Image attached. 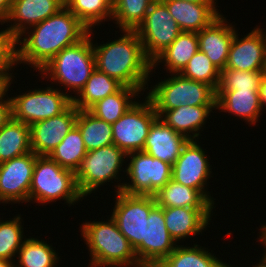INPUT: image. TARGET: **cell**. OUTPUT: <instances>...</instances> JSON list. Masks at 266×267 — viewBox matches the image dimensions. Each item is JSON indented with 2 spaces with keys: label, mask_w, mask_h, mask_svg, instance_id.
I'll return each mask as SVG.
<instances>
[{
  "label": "cell",
  "mask_w": 266,
  "mask_h": 267,
  "mask_svg": "<svg viewBox=\"0 0 266 267\" xmlns=\"http://www.w3.org/2000/svg\"><path fill=\"white\" fill-rule=\"evenodd\" d=\"M199 50L197 32L182 31L153 61L152 69L164 64L167 73H180ZM159 63V64H158Z\"/></svg>",
  "instance_id": "d4e9b609"
},
{
  "label": "cell",
  "mask_w": 266,
  "mask_h": 267,
  "mask_svg": "<svg viewBox=\"0 0 266 267\" xmlns=\"http://www.w3.org/2000/svg\"><path fill=\"white\" fill-rule=\"evenodd\" d=\"M61 199L69 206H74V203L84 199L78 190L75 172L61 167L49 156L37 155L29 190V203L44 205Z\"/></svg>",
  "instance_id": "5b68a950"
},
{
  "label": "cell",
  "mask_w": 266,
  "mask_h": 267,
  "mask_svg": "<svg viewBox=\"0 0 266 267\" xmlns=\"http://www.w3.org/2000/svg\"><path fill=\"white\" fill-rule=\"evenodd\" d=\"M89 250L90 267H136L141 265L128 239L110 216L105 221H88L80 226Z\"/></svg>",
  "instance_id": "3957f363"
},
{
  "label": "cell",
  "mask_w": 266,
  "mask_h": 267,
  "mask_svg": "<svg viewBox=\"0 0 266 267\" xmlns=\"http://www.w3.org/2000/svg\"><path fill=\"white\" fill-rule=\"evenodd\" d=\"M121 33L118 39L100 45L92 40L95 67L123 86L149 90L150 73L154 72L152 62L145 56L135 30H121Z\"/></svg>",
  "instance_id": "7a4b0ae2"
},
{
  "label": "cell",
  "mask_w": 266,
  "mask_h": 267,
  "mask_svg": "<svg viewBox=\"0 0 266 267\" xmlns=\"http://www.w3.org/2000/svg\"><path fill=\"white\" fill-rule=\"evenodd\" d=\"M136 267H159L158 265H151V264H141L139 266Z\"/></svg>",
  "instance_id": "c3c4849f"
},
{
  "label": "cell",
  "mask_w": 266,
  "mask_h": 267,
  "mask_svg": "<svg viewBox=\"0 0 266 267\" xmlns=\"http://www.w3.org/2000/svg\"><path fill=\"white\" fill-rule=\"evenodd\" d=\"M176 247L166 228L163 207L156 204L145 220V239L134 250L136 257L140 264L158 265Z\"/></svg>",
  "instance_id": "9a60e30c"
},
{
  "label": "cell",
  "mask_w": 266,
  "mask_h": 267,
  "mask_svg": "<svg viewBox=\"0 0 266 267\" xmlns=\"http://www.w3.org/2000/svg\"><path fill=\"white\" fill-rule=\"evenodd\" d=\"M126 173L128 183H118L115 192L128 194L155 195L172 179V165L152 157L144 151L127 154Z\"/></svg>",
  "instance_id": "9c48e42d"
},
{
  "label": "cell",
  "mask_w": 266,
  "mask_h": 267,
  "mask_svg": "<svg viewBox=\"0 0 266 267\" xmlns=\"http://www.w3.org/2000/svg\"><path fill=\"white\" fill-rule=\"evenodd\" d=\"M55 247L39 238L24 239L17 254V264L14 267H56L60 257Z\"/></svg>",
  "instance_id": "1f68e13d"
},
{
  "label": "cell",
  "mask_w": 266,
  "mask_h": 267,
  "mask_svg": "<svg viewBox=\"0 0 266 267\" xmlns=\"http://www.w3.org/2000/svg\"><path fill=\"white\" fill-rule=\"evenodd\" d=\"M182 1H188V2H194V3H217L215 2L217 0H182Z\"/></svg>",
  "instance_id": "bcb514c9"
},
{
  "label": "cell",
  "mask_w": 266,
  "mask_h": 267,
  "mask_svg": "<svg viewBox=\"0 0 266 267\" xmlns=\"http://www.w3.org/2000/svg\"><path fill=\"white\" fill-rule=\"evenodd\" d=\"M157 118L158 114L147 96L141 103L137 100L112 124L113 143L126 154L143 151L150 127Z\"/></svg>",
  "instance_id": "30bf717a"
},
{
  "label": "cell",
  "mask_w": 266,
  "mask_h": 267,
  "mask_svg": "<svg viewBox=\"0 0 266 267\" xmlns=\"http://www.w3.org/2000/svg\"><path fill=\"white\" fill-rule=\"evenodd\" d=\"M88 151L109 146L113 143L112 124L97 118L88 110H79L76 125Z\"/></svg>",
  "instance_id": "f546056e"
},
{
  "label": "cell",
  "mask_w": 266,
  "mask_h": 267,
  "mask_svg": "<svg viewBox=\"0 0 266 267\" xmlns=\"http://www.w3.org/2000/svg\"><path fill=\"white\" fill-rule=\"evenodd\" d=\"M216 105L182 106L166 110L160 119L170 126L174 131L186 136L189 140H197L201 129L207 122L212 110Z\"/></svg>",
  "instance_id": "cb8c5ba5"
},
{
  "label": "cell",
  "mask_w": 266,
  "mask_h": 267,
  "mask_svg": "<svg viewBox=\"0 0 266 267\" xmlns=\"http://www.w3.org/2000/svg\"><path fill=\"white\" fill-rule=\"evenodd\" d=\"M31 151L29 125L11 118L0 128V163Z\"/></svg>",
  "instance_id": "4316f807"
},
{
  "label": "cell",
  "mask_w": 266,
  "mask_h": 267,
  "mask_svg": "<svg viewBox=\"0 0 266 267\" xmlns=\"http://www.w3.org/2000/svg\"><path fill=\"white\" fill-rule=\"evenodd\" d=\"M122 86L116 79L95 68L83 89L73 98V104L79 110H88L98 101L117 92Z\"/></svg>",
  "instance_id": "4dcf8cb0"
},
{
  "label": "cell",
  "mask_w": 266,
  "mask_h": 267,
  "mask_svg": "<svg viewBox=\"0 0 266 267\" xmlns=\"http://www.w3.org/2000/svg\"><path fill=\"white\" fill-rule=\"evenodd\" d=\"M156 0H114L113 16L121 30H136ZM117 21V22H116Z\"/></svg>",
  "instance_id": "e575fe53"
},
{
  "label": "cell",
  "mask_w": 266,
  "mask_h": 267,
  "mask_svg": "<svg viewBox=\"0 0 266 267\" xmlns=\"http://www.w3.org/2000/svg\"><path fill=\"white\" fill-rule=\"evenodd\" d=\"M79 109L72 104L58 116L30 126L31 150L38 156H49L76 125Z\"/></svg>",
  "instance_id": "e0dca14e"
},
{
  "label": "cell",
  "mask_w": 266,
  "mask_h": 267,
  "mask_svg": "<svg viewBox=\"0 0 266 267\" xmlns=\"http://www.w3.org/2000/svg\"><path fill=\"white\" fill-rule=\"evenodd\" d=\"M86 153L80 130L74 126L49 157L61 167L76 172Z\"/></svg>",
  "instance_id": "836d02e7"
},
{
  "label": "cell",
  "mask_w": 266,
  "mask_h": 267,
  "mask_svg": "<svg viewBox=\"0 0 266 267\" xmlns=\"http://www.w3.org/2000/svg\"><path fill=\"white\" fill-rule=\"evenodd\" d=\"M259 97L261 108L264 109L266 107V73H263L260 81Z\"/></svg>",
  "instance_id": "b9f144b4"
},
{
  "label": "cell",
  "mask_w": 266,
  "mask_h": 267,
  "mask_svg": "<svg viewBox=\"0 0 266 267\" xmlns=\"http://www.w3.org/2000/svg\"><path fill=\"white\" fill-rule=\"evenodd\" d=\"M264 71H240L224 68L220 71L216 90H250L259 89Z\"/></svg>",
  "instance_id": "74e56055"
},
{
  "label": "cell",
  "mask_w": 266,
  "mask_h": 267,
  "mask_svg": "<svg viewBox=\"0 0 266 267\" xmlns=\"http://www.w3.org/2000/svg\"><path fill=\"white\" fill-rule=\"evenodd\" d=\"M216 109L243 118L250 126L256 125L262 115L259 89L216 90Z\"/></svg>",
  "instance_id": "603a6c76"
},
{
  "label": "cell",
  "mask_w": 266,
  "mask_h": 267,
  "mask_svg": "<svg viewBox=\"0 0 266 267\" xmlns=\"http://www.w3.org/2000/svg\"><path fill=\"white\" fill-rule=\"evenodd\" d=\"M180 74L190 80L210 85L215 91L220 79V70L201 50L193 55Z\"/></svg>",
  "instance_id": "8d00e7d4"
},
{
  "label": "cell",
  "mask_w": 266,
  "mask_h": 267,
  "mask_svg": "<svg viewBox=\"0 0 266 267\" xmlns=\"http://www.w3.org/2000/svg\"><path fill=\"white\" fill-rule=\"evenodd\" d=\"M262 255H263L262 258L259 259L260 262H258L257 265L255 264V266L252 265L253 267H266V255L265 254H262ZM228 267H231V266L228 264Z\"/></svg>",
  "instance_id": "ee69618b"
},
{
  "label": "cell",
  "mask_w": 266,
  "mask_h": 267,
  "mask_svg": "<svg viewBox=\"0 0 266 267\" xmlns=\"http://www.w3.org/2000/svg\"><path fill=\"white\" fill-rule=\"evenodd\" d=\"M259 232V238L257 237L258 241H260V244L263 245L264 248V254L266 255V223L260 227Z\"/></svg>",
  "instance_id": "7bdbcfd3"
},
{
  "label": "cell",
  "mask_w": 266,
  "mask_h": 267,
  "mask_svg": "<svg viewBox=\"0 0 266 267\" xmlns=\"http://www.w3.org/2000/svg\"><path fill=\"white\" fill-rule=\"evenodd\" d=\"M161 79L150 87L147 97L151 100L158 117L166 110L182 106L216 105V91L202 82L190 80L180 73Z\"/></svg>",
  "instance_id": "8992f818"
},
{
  "label": "cell",
  "mask_w": 266,
  "mask_h": 267,
  "mask_svg": "<svg viewBox=\"0 0 266 267\" xmlns=\"http://www.w3.org/2000/svg\"><path fill=\"white\" fill-rule=\"evenodd\" d=\"M88 32L79 19L64 6L17 38V63L31 65L33 70L39 72L61 50L78 43Z\"/></svg>",
  "instance_id": "6da1fadb"
},
{
  "label": "cell",
  "mask_w": 266,
  "mask_h": 267,
  "mask_svg": "<svg viewBox=\"0 0 266 267\" xmlns=\"http://www.w3.org/2000/svg\"><path fill=\"white\" fill-rule=\"evenodd\" d=\"M64 2L89 31L96 25H101L103 21L111 20L113 16V6L107 0H64Z\"/></svg>",
  "instance_id": "d6a6232c"
},
{
  "label": "cell",
  "mask_w": 266,
  "mask_h": 267,
  "mask_svg": "<svg viewBox=\"0 0 266 267\" xmlns=\"http://www.w3.org/2000/svg\"><path fill=\"white\" fill-rule=\"evenodd\" d=\"M13 81L6 87V92L0 97V128L12 118V104L8 91ZM7 96V99L6 97Z\"/></svg>",
  "instance_id": "ab89813d"
},
{
  "label": "cell",
  "mask_w": 266,
  "mask_h": 267,
  "mask_svg": "<svg viewBox=\"0 0 266 267\" xmlns=\"http://www.w3.org/2000/svg\"><path fill=\"white\" fill-rule=\"evenodd\" d=\"M15 262L5 260V259H0V267H14Z\"/></svg>",
  "instance_id": "f6af8a7d"
},
{
  "label": "cell",
  "mask_w": 266,
  "mask_h": 267,
  "mask_svg": "<svg viewBox=\"0 0 266 267\" xmlns=\"http://www.w3.org/2000/svg\"><path fill=\"white\" fill-rule=\"evenodd\" d=\"M115 195L111 217L135 250L145 239V220H148L156 200L153 195L128 194L122 191Z\"/></svg>",
  "instance_id": "8fae6325"
},
{
  "label": "cell",
  "mask_w": 266,
  "mask_h": 267,
  "mask_svg": "<svg viewBox=\"0 0 266 267\" xmlns=\"http://www.w3.org/2000/svg\"><path fill=\"white\" fill-rule=\"evenodd\" d=\"M21 215L10 220L0 219V259L15 262L19 249L23 243V225ZM16 255V256H15ZM15 259H14V258Z\"/></svg>",
  "instance_id": "d590c367"
},
{
  "label": "cell",
  "mask_w": 266,
  "mask_h": 267,
  "mask_svg": "<svg viewBox=\"0 0 266 267\" xmlns=\"http://www.w3.org/2000/svg\"><path fill=\"white\" fill-rule=\"evenodd\" d=\"M4 29L0 31V82L7 87L15 78L9 71L18 64L17 39Z\"/></svg>",
  "instance_id": "f35d334b"
},
{
  "label": "cell",
  "mask_w": 266,
  "mask_h": 267,
  "mask_svg": "<svg viewBox=\"0 0 266 267\" xmlns=\"http://www.w3.org/2000/svg\"><path fill=\"white\" fill-rule=\"evenodd\" d=\"M135 31L142 42L145 56L151 62L182 32L161 0L150 6L144 21Z\"/></svg>",
  "instance_id": "7c38bea8"
},
{
  "label": "cell",
  "mask_w": 266,
  "mask_h": 267,
  "mask_svg": "<svg viewBox=\"0 0 266 267\" xmlns=\"http://www.w3.org/2000/svg\"><path fill=\"white\" fill-rule=\"evenodd\" d=\"M210 250L198 244L177 247L159 264V267H228V263L212 255Z\"/></svg>",
  "instance_id": "83f0119b"
},
{
  "label": "cell",
  "mask_w": 266,
  "mask_h": 267,
  "mask_svg": "<svg viewBox=\"0 0 266 267\" xmlns=\"http://www.w3.org/2000/svg\"><path fill=\"white\" fill-rule=\"evenodd\" d=\"M6 92V86L0 82V97Z\"/></svg>",
  "instance_id": "7dc6e473"
},
{
  "label": "cell",
  "mask_w": 266,
  "mask_h": 267,
  "mask_svg": "<svg viewBox=\"0 0 266 267\" xmlns=\"http://www.w3.org/2000/svg\"><path fill=\"white\" fill-rule=\"evenodd\" d=\"M107 1L113 6L114 0H107Z\"/></svg>",
  "instance_id": "681fc988"
},
{
  "label": "cell",
  "mask_w": 266,
  "mask_h": 267,
  "mask_svg": "<svg viewBox=\"0 0 266 267\" xmlns=\"http://www.w3.org/2000/svg\"><path fill=\"white\" fill-rule=\"evenodd\" d=\"M64 6V0H13L9 16L3 24L7 23L9 27L5 29L17 39L27 29L56 14Z\"/></svg>",
  "instance_id": "ac0fdd59"
},
{
  "label": "cell",
  "mask_w": 266,
  "mask_h": 267,
  "mask_svg": "<svg viewBox=\"0 0 266 267\" xmlns=\"http://www.w3.org/2000/svg\"><path fill=\"white\" fill-rule=\"evenodd\" d=\"M37 155H25L0 163V203L29 202V190Z\"/></svg>",
  "instance_id": "5bb4252c"
},
{
  "label": "cell",
  "mask_w": 266,
  "mask_h": 267,
  "mask_svg": "<svg viewBox=\"0 0 266 267\" xmlns=\"http://www.w3.org/2000/svg\"><path fill=\"white\" fill-rule=\"evenodd\" d=\"M13 0H0V23L3 25L4 21L9 16Z\"/></svg>",
  "instance_id": "60d3db41"
},
{
  "label": "cell",
  "mask_w": 266,
  "mask_h": 267,
  "mask_svg": "<svg viewBox=\"0 0 266 267\" xmlns=\"http://www.w3.org/2000/svg\"><path fill=\"white\" fill-rule=\"evenodd\" d=\"M265 28L256 26L240 38L236 31L225 68L242 71H264L266 63Z\"/></svg>",
  "instance_id": "2e32d148"
},
{
  "label": "cell",
  "mask_w": 266,
  "mask_h": 267,
  "mask_svg": "<svg viewBox=\"0 0 266 267\" xmlns=\"http://www.w3.org/2000/svg\"><path fill=\"white\" fill-rule=\"evenodd\" d=\"M189 139L174 131L158 117L151 125L143 151L173 165Z\"/></svg>",
  "instance_id": "44dd1931"
},
{
  "label": "cell",
  "mask_w": 266,
  "mask_h": 267,
  "mask_svg": "<svg viewBox=\"0 0 266 267\" xmlns=\"http://www.w3.org/2000/svg\"><path fill=\"white\" fill-rule=\"evenodd\" d=\"M125 158L127 154L115 144L88 151L75 172L80 194L87 197L107 182H121L123 176H120V172L126 163Z\"/></svg>",
  "instance_id": "52a82bcc"
},
{
  "label": "cell",
  "mask_w": 266,
  "mask_h": 267,
  "mask_svg": "<svg viewBox=\"0 0 266 267\" xmlns=\"http://www.w3.org/2000/svg\"><path fill=\"white\" fill-rule=\"evenodd\" d=\"M215 208L170 207L163 208L166 228L176 243L202 234L210 224ZM212 213V214H211Z\"/></svg>",
  "instance_id": "d6986e66"
},
{
  "label": "cell",
  "mask_w": 266,
  "mask_h": 267,
  "mask_svg": "<svg viewBox=\"0 0 266 267\" xmlns=\"http://www.w3.org/2000/svg\"><path fill=\"white\" fill-rule=\"evenodd\" d=\"M92 34L90 30L78 43L61 50L39 71L41 77H49L51 84H61L69 93L73 90L76 97L96 68Z\"/></svg>",
  "instance_id": "277c9868"
},
{
  "label": "cell",
  "mask_w": 266,
  "mask_h": 267,
  "mask_svg": "<svg viewBox=\"0 0 266 267\" xmlns=\"http://www.w3.org/2000/svg\"><path fill=\"white\" fill-rule=\"evenodd\" d=\"M223 16L221 14L208 27L197 32L199 50L204 52L220 71L226 66L236 32L235 26L229 24Z\"/></svg>",
  "instance_id": "ffe728a7"
},
{
  "label": "cell",
  "mask_w": 266,
  "mask_h": 267,
  "mask_svg": "<svg viewBox=\"0 0 266 267\" xmlns=\"http://www.w3.org/2000/svg\"><path fill=\"white\" fill-rule=\"evenodd\" d=\"M138 94L144 93L137 88L122 86L117 92L92 105L88 111L97 118L113 124L136 102V96H140Z\"/></svg>",
  "instance_id": "f1b7e54d"
},
{
  "label": "cell",
  "mask_w": 266,
  "mask_h": 267,
  "mask_svg": "<svg viewBox=\"0 0 266 267\" xmlns=\"http://www.w3.org/2000/svg\"><path fill=\"white\" fill-rule=\"evenodd\" d=\"M49 86L44 89L27 90V92L10 97L12 118L29 126L33 123L55 117L66 111L73 104V95Z\"/></svg>",
  "instance_id": "ba28073f"
},
{
  "label": "cell",
  "mask_w": 266,
  "mask_h": 267,
  "mask_svg": "<svg viewBox=\"0 0 266 267\" xmlns=\"http://www.w3.org/2000/svg\"><path fill=\"white\" fill-rule=\"evenodd\" d=\"M161 1L166 5L181 31L200 32L221 15L216 3H194L182 0Z\"/></svg>",
  "instance_id": "7402d4cb"
},
{
  "label": "cell",
  "mask_w": 266,
  "mask_h": 267,
  "mask_svg": "<svg viewBox=\"0 0 266 267\" xmlns=\"http://www.w3.org/2000/svg\"><path fill=\"white\" fill-rule=\"evenodd\" d=\"M156 204L163 208H215L199 190L182 185L170 179L169 182L153 195Z\"/></svg>",
  "instance_id": "484cf974"
},
{
  "label": "cell",
  "mask_w": 266,
  "mask_h": 267,
  "mask_svg": "<svg viewBox=\"0 0 266 267\" xmlns=\"http://www.w3.org/2000/svg\"><path fill=\"white\" fill-rule=\"evenodd\" d=\"M206 151L197 143L189 140L183 147L181 155L172 165V180L182 185L199 190L213 205L215 199L206 188L212 171ZM211 168V169H210ZM211 170V171H210ZM208 181V182H207Z\"/></svg>",
  "instance_id": "4fadbf2b"
}]
</instances>
